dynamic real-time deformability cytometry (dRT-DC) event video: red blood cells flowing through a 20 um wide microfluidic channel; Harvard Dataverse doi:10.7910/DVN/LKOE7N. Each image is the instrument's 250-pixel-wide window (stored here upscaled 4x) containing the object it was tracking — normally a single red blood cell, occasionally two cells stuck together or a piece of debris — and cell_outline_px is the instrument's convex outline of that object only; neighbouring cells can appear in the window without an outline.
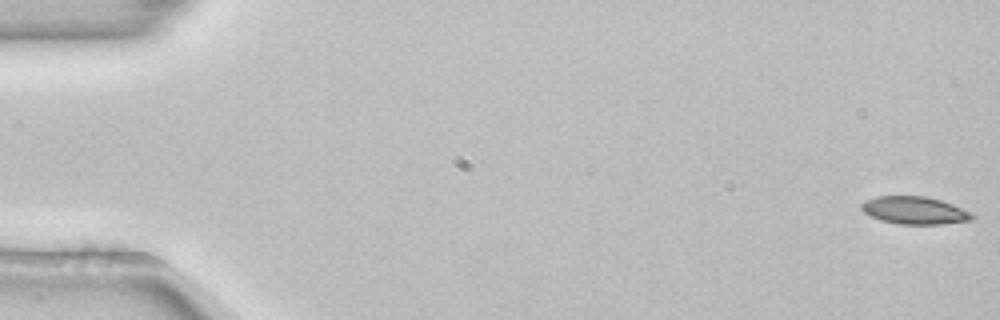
{"species": "common noctule bat (a hibernating species)", "species_latin": "Nyctalus noctula", "temperature_condition": "room temperature", "stored_images_in_passage": 54, "camera_frame_rate_fps": 3000, "um_per_image_px": 0.085, "animal": {"sex": "female", "body_mass_g": 22.7, "forearm_length_mm": 54.2}, "frame": {"image": 1, "passage_image": 1, "time_ms": 0.0, "image_size_px": [1000, 320], "cell_outline_px": [[976, 216], [972, 220], [940, 224], [896, 224], [880, 220], [864, 212], [860, 208], [860, 204], [864, 200], [876, 196], [928, 196], [952, 204], [972, 212]], "centroid_in_image_um": [77.73, 17.88], "position_along_channel_um": 7.3, "area_um2": 17.98}}
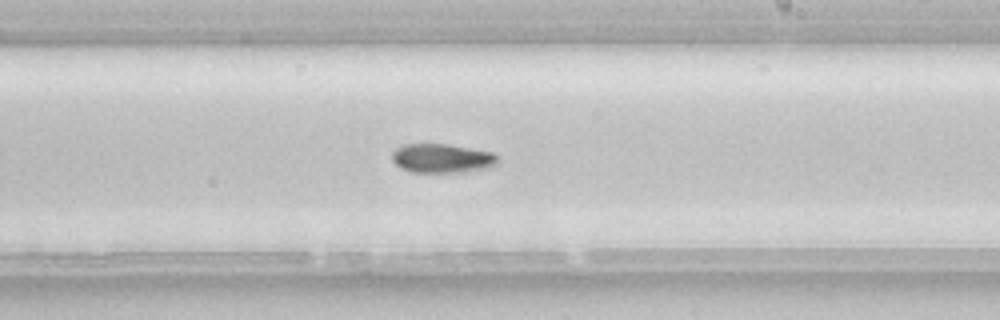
{"frame": {"image": 2, "passage_image": 32, "time_ms": 10.333, "image_size_px": [1000, 320], "cell_outline_px": [[500, 160], [492, 168], [464, 172], [412, 172], [400, 168], [392, 160], [392, 152], [396, 148], [404, 144], [448, 144], [492, 152], [500, 156]], "centroid_in_image_um": [37.62, 13.46], "position_along_channel_um": 251.4, "area_um2": 18.21}}
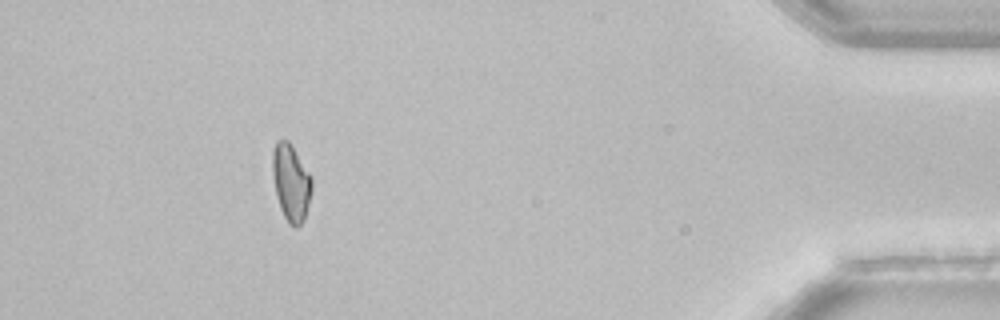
{"frame": {"image": 3, "passage_image": 49, "time_ms": 16.0, "image_size_px": [1000, 320], "cell_outline_px": [[312, 188], [304, 220], [296, 228], [288, 224], [280, 208], [276, 196], [272, 172], [272, 152], [276, 140], [288, 140], [312, 176]], "centroid_in_image_um": [24.73, 15.52], "position_along_channel_um": 410.5, "area_um2": 17.69}}